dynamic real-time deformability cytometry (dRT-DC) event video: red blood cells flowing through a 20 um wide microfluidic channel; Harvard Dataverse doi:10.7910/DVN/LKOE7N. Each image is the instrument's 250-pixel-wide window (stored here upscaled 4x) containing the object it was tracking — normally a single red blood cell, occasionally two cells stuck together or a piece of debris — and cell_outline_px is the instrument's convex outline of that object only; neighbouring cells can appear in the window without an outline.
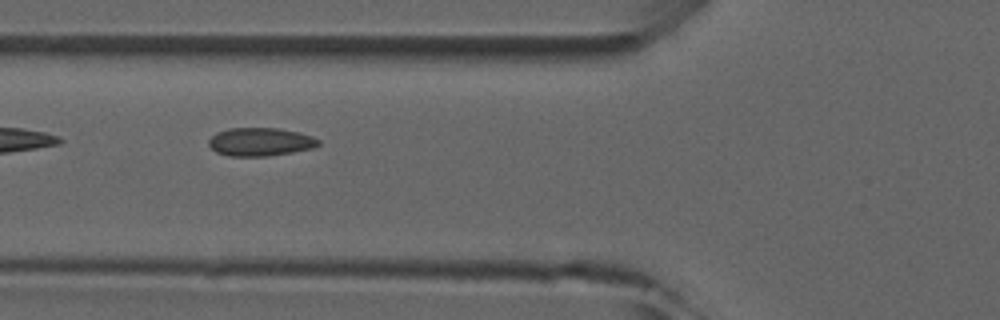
{"species": "common noctule bat (a hibernating species)", "species_latin": "Nyctalus noctula", "temperature_condition": "room temperature", "stored_images_in_passage": 5, "camera_frame_rate_fps": 3000, "um_per_image_px": 0.085, "animal": {"sex": "male", "forearm_length_mm": 52.5}, "frame": {"image": 1, "passage_image": 2, "time_ms": 1.0, "image_size_px": [1000, 320], "cell_outline_px": [[320, 144], [312, 148], [292, 152], [264, 156], [228, 156], [216, 152], [208, 144], [208, 140], [216, 132], [228, 128], [276, 128], [300, 132], [312, 136], [320, 140]], "centroid_in_image_um": [22.11, 12.05], "position_along_channel_um": 103.7, "area_um2": 18.09}}
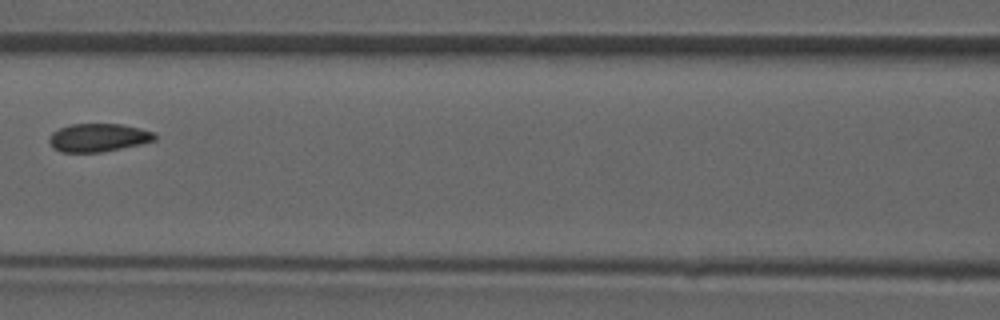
{"frame": {"image": 2, "passage_image": 3, "time_ms": 2.333, "image_size_px": [1000, 320], "cell_outline_px": [[156, 140], [140, 144], [100, 152], [60, 152], [52, 148], [48, 140], [52, 132], [60, 128], [72, 124], [120, 124], [140, 128], [156, 132]], "centroid_in_image_um": [8.35, 11.69], "position_along_channel_um": 158.3, "area_um2": 17.34}}